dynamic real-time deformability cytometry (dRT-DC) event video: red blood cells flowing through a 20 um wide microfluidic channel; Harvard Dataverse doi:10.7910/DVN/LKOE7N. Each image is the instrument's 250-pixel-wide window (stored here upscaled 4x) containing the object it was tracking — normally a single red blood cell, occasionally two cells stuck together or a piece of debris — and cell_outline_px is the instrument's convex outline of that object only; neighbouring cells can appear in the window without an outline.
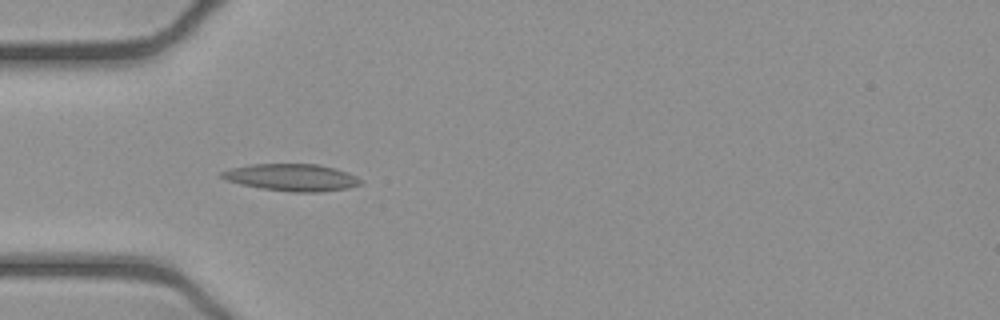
{"species": "common noctule bat (a hibernating species)", "species_latin": "Nyctalus noctula", "temperature_condition": "cold", "stored_images_in_passage": 13, "camera_frame_rate_fps": 3000, "um_per_image_px": 0.085, "animal": {"sex": "female", "body_mass_g": 21.9}, "frame": {"image": 1, "passage_image": 4, "time_ms": 1.0, "image_size_px": [1000, 320], "cell_outline_px": [[364, 180], [360, 184], [348, 188], [320, 192], [292, 192], [260, 188], [228, 180], [220, 176], [220, 172], [232, 168], [252, 164], [320, 164], [336, 168], [348, 172]], "centroid_in_image_um": [24.87, 15.08], "position_along_channel_um": 60.1, "area_um2": 21.85}}
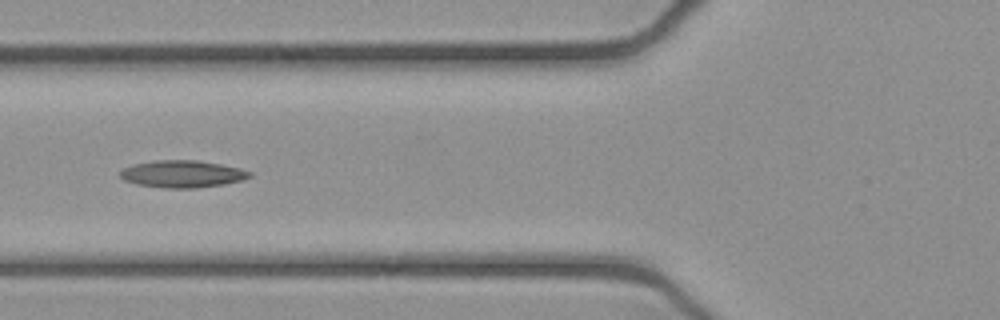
{"frame": {"image": 2, "passage_image": 8, "time_ms": 2.333, "image_size_px": [1000, 320], "cell_outline_px": [[252, 176], [244, 180], [224, 184], [196, 188], [164, 188], [136, 184], [124, 180], [120, 176], [120, 172], [124, 168], [132, 164], [156, 160], [196, 160], [220, 164], [240, 168], [252, 172]], "centroid_in_image_um": [15.51, 14.79], "position_along_channel_um": 110.3, "area_um2": 20.58}}